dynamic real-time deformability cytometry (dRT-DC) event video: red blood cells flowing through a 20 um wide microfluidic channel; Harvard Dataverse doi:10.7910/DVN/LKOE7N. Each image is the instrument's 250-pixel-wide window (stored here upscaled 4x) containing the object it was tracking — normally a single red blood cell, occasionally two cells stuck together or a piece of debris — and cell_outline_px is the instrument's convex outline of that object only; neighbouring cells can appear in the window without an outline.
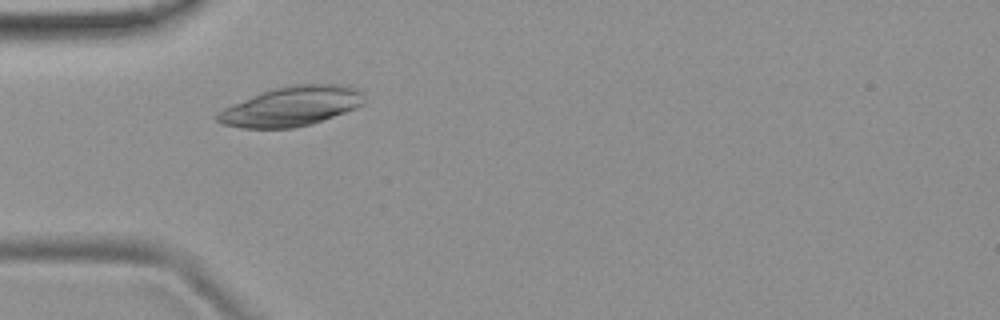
{"species": "common noctule bat (a hibernating species)", "species_latin": "Nyctalus noctula", "temperature_condition": "room temperature", "stored_images_in_passage": 23, "camera_frame_rate_fps": 3000, "um_per_image_px": 0.085, "animal": {"sex": "female", "body_mass_g": 19.9}, "frame": {"image": 1, "passage_image": 1, "time_ms": 0.0, "image_size_px": [1000, 320], "cell_outline_px": [[364, 104], [356, 108], [312, 124], [292, 128], [244, 128], [224, 124], [216, 120], [216, 112], [232, 104], [260, 92], [292, 84], [340, 84], [356, 88], [360, 92], [364, 100]], "centroid_in_image_um": [24.76, 9.04], "position_along_channel_um": 60.2, "area_um2": 33.76}}